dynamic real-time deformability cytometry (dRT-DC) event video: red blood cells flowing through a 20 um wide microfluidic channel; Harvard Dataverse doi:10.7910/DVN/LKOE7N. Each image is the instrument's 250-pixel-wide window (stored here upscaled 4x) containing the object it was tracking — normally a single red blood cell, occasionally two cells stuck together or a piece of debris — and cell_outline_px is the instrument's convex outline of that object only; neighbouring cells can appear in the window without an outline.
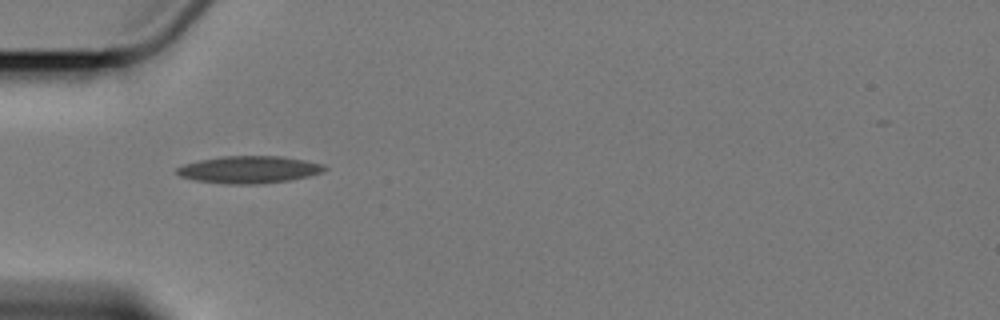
{"species": "Egyptian fruit bat (a non-hibernating species)", "species_latin": "Rousettus aegyptiacus", "temperature_condition": "cold", "stored_images_in_passage": 2, "camera_frame_rate_fps": 3000, "um_per_image_px": 0.085, "animal": {"sex": "female"}, "frame": {"image": 1, "passage_image": 1, "time_ms": 0.0, "image_size_px": [1000, 320], "cell_outline_px": [[328, 168], [324, 172], [292, 180], [256, 184], [224, 184], [196, 180], [180, 176], [176, 172], [176, 168], [184, 164], [200, 160], [220, 156], [280, 156], [304, 160], [324, 164]], "centroid_in_image_um": [21.2, 14.41], "position_along_channel_um": 63.8, "area_um2": 23.52}}
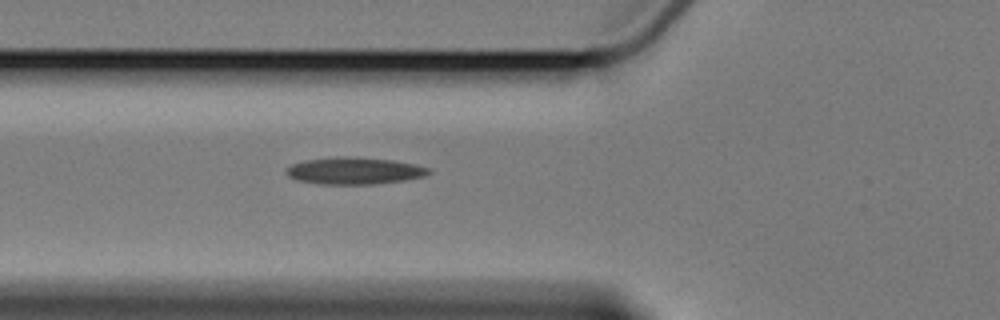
{"frame": {"image": 2, "passage_image": 2, "time_ms": 1.0, "image_size_px": [1000, 320], "cell_outline_px": [[432, 172], [424, 176], [404, 180], [376, 184], [320, 184], [296, 180], [288, 176], [284, 172], [292, 164], [304, 160], [336, 156], [352, 156], [392, 160], [416, 164], [428, 168]], "centroid_in_image_um": [30.1, 14.51], "position_along_channel_um": 95.7, "area_um2": 22.54}}